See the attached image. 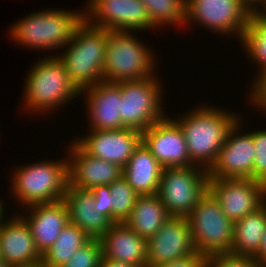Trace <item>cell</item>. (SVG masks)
<instances>
[{"label": "cell", "mask_w": 266, "mask_h": 267, "mask_svg": "<svg viewBox=\"0 0 266 267\" xmlns=\"http://www.w3.org/2000/svg\"><path fill=\"white\" fill-rule=\"evenodd\" d=\"M256 151L253 165V179L266 184V129L252 131Z\"/></svg>", "instance_id": "obj_31"}, {"label": "cell", "mask_w": 266, "mask_h": 267, "mask_svg": "<svg viewBox=\"0 0 266 267\" xmlns=\"http://www.w3.org/2000/svg\"><path fill=\"white\" fill-rule=\"evenodd\" d=\"M1 201L2 200H0V226L5 222L4 221L5 218H3L4 217L3 215H5V213H4L5 209L3 208V202H1Z\"/></svg>", "instance_id": "obj_39"}, {"label": "cell", "mask_w": 266, "mask_h": 267, "mask_svg": "<svg viewBox=\"0 0 266 267\" xmlns=\"http://www.w3.org/2000/svg\"><path fill=\"white\" fill-rule=\"evenodd\" d=\"M32 267H44V266H42V265L40 264V265H36V266H32Z\"/></svg>", "instance_id": "obj_42"}, {"label": "cell", "mask_w": 266, "mask_h": 267, "mask_svg": "<svg viewBox=\"0 0 266 267\" xmlns=\"http://www.w3.org/2000/svg\"><path fill=\"white\" fill-rule=\"evenodd\" d=\"M151 51L133 32L107 30L103 81L119 83L154 76L156 56Z\"/></svg>", "instance_id": "obj_5"}, {"label": "cell", "mask_w": 266, "mask_h": 267, "mask_svg": "<svg viewBox=\"0 0 266 267\" xmlns=\"http://www.w3.org/2000/svg\"><path fill=\"white\" fill-rule=\"evenodd\" d=\"M0 267H12V266L6 264L2 259H0Z\"/></svg>", "instance_id": "obj_41"}, {"label": "cell", "mask_w": 266, "mask_h": 267, "mask_svg": "<svg viewBox=\"0 0 266 267\" xmlns=\"http://www.w3.org/2000/svg\"><path fill=\"white\" fill-rule=\"evenodd\" d=\"M207 169L200 166L167 167L161 174L157 196L170 216L187 217L208 190Z\"/></svg>", "instance_id": "obj_8"}, {"label": "cell", "mask_w": 266, "mask_h": 267, "mask_svg": "<svg viewBox=\"0 0 266 267\" xmlns=\"http://www.w3.org/2000/svg\"><path fill=\"white\" fill-rule=\"evenodd\" d=\"M163 166L141 142L123 167V177L139 196L156 195Z\"/></svg>", "instance_id": "obj_23"}, {"label": "cell", "mask_w": 266, "mask_h": 267, "mask_svg": "<svg viewBox=\"0 0 266 267\" xmlns=\"http://www.w3.org/2000/svg\"><path fill=\"white\" fill-rule=\"evenodd\" d=\"M0 257L12 267L40 265L42 255L36 247L31 231L20 215H15L0 226Z\"/></svg>", "instance_id": "obj_18"}, {"label": "cell", "mask_w": 266, "mask_h": 267, "mask_svg": "<svg viewBox=\"0 0 266 267\" xmlns=\"http://www.w3.org/2000/svg\"><path fill=\"white\" fill-rule=\"evenodd\" d=\"M147 267H208V257L196 251L169 263Z\"/></svg>", "instance_id": "obj_34"}, {"label": "cell", "mask_w": 266, "mask_h": 267, "mask_svg": "<svg viewBox=\"0 0 266 267\" xmlns=\"http://www.w3.org/2000/svg\"><path fill=\"white\" fill-rule=\"evenodd\" d=\"M208 190L233 222L257 211L266 203V184L251 178L209 179Z\"/></svg>", "instance_id": "obj_12"}, {"label": "cell", "mask_w": 266, "mask_h": 267, "mask_svg": "<svg viewBox=\"0 0 266 267\" xmlns=\"http://www.w3.org/2000/svg\"><path fill=\"white\" fill-rule=\"evenodd\" d=\"M249 59L251 58L255 65L258 64L257 76L255 81L266 72V18L259 12H252L249 23L241 38Z\"/></svg>", "instance_id": "obj_27"}, {"label": "cell", "mask_w": 266, "mask_h": 267, "mask_svg": "<svg viewBox=\"0 0 266 267\" xmlns=\"http://www.w3.org/2000/svg\"><path fill=\"white\" fill-rule=\"evenodd\" d=\"M109 189L111 193V222L124 223L129 218L139 195L123 176L110 184Z\"/></svg>", "instance_id": "obj_29"}, {"label": "cell", "mask_w": 266, "mask_h": 267, "mask_svg": "<svg viewBox=\"0 0 266 267\" xmlns=\"http://www.w3.org/2000/svg\"><path fill=\"white\" fill-rule=\"evenodd\" d=\"M100 241L104 258L147 267V239L125 223H112Z\"/></svg>", "instance_id": "obj_21"}, {"label": "cell", "mask_w": 266, "mask_h": 267, "mask_svg": "<svg viewBox=\"0 0 266 267\" xmlns=\"http://www.w3.org/2000/svg\"><path fill=\"white\" fill-rule=\"evenodd\" d=\"M266 228V203L257 211L234 222L231 254L256 257Z\"/></svg>", "instance_id": "obj_25"}, {"label": "cell", "mask_w": 266, "mask_h": 267, "mask_svg": "<svg viewBox=\"0 0 266 267\" xmlns=\"http://www.w3.org/2000/svg\"><path fill=\"white\" fill-rule=\"evenodd\" d=\"M161 85L156 75L142 80L120 82V117L124 128L142 133L166 116Z\"/></svg>", "instance_id": "obj_9"}, {"label": "cell", "mask_w": 266, "mask_h": 267, "mask_svg": "<svg viewBox=\"0 0 266 267\" xmlns=\"http://www.w3.org/2000/svg\"><path fill=\"white\" fill-rule=\"evenodd\" d=\"M195 249L207 257L231 253L234 222L221 209L213 194L207 192L187 216Z\"/></svg>", "instance_id": "obj_7"}, {"label": "cell", "mask_w": 266, "mask_h": 267, "mask_svg": "<svg viewBox=\"0 0 266 267\" xmlns=\"http://www.w3.org/2000/svg\"><path fill=\"white\" fill-rule=\"evenodd\" d=\"M251 13L241 0H186L185 24L198 22L221 35L236 34L241 41Z\"/></svg>", "instance_id": "obj_10"}, {"label": "cell", "mask_w": 266, "mask_h": 267, "mask_svg": "<svg viewBox=\"0 0 266 267\" xmlns=\"http://www.w3.org/2000/svg\"><path fill=\"white\" fill-rule=\"evenodd\" d=\"M241 123L240 117L228 132L223 147L207 170L209 179H253L256 155L253 136L251 132L240 134Z\"/></svg>", "instance_id": "obj_13"}, {"label": "cell", "mask_w": 266, "mask_h": 267, "mask_svg": "<svg viewBox=\"0 0 266 267\" xmlns=\"http://www.w3.org/2000/svg\"><path fill=\"white\" fill-rule=\"evenodd\" d=\"M100 267H138L129 263H124L121 261L111 260L107 258H102Z\"/></svg>", "instance_id": "obj_36"}, {"label": "cell", "mask_w": 266, "mask_h": 267, "mask_svg": "<svg viewBox=\"0 0 266 267\" xmlns=\"http://www.w3.org/2000/svg\"><path fill=\"white\" fill-rule=\"evenodd\" d=\"M63 200L68 207L69 222L91 239H101L109 230L112 222L95 210V199L90 190L67 186Z\"/></svg>", "instance_id": "obj_22"}, {"label": "cell", "mask_w": 266, "mask_h": 267, "mask_svg": "<svg viewBox=\"0 0 266 267\" xmlns=\"http://www.w3.org/2000/svg\"><path fill=\"white\" fill-rule=\"evenodd\" d=\"M171 216L157 195L139 196L124 222L140 237L151 238Z\"/></svg>", "instance_id": "obj_24"}, {"label": "cell", "mask_w": 266, "mask_h": 267, "mask_svg": "<svg viewBox=\"0 0 266 267\" xmlns=\"http://www.w3.org/2000/svg\"><path fill=\"white\" fill-rule=\"evenodd\" d=\"M75 143L88 155L124 167L141 143V132L130 128L91 130Z\"/></svg>", "instance_id": "obj_16"}, {"label": "cell", "mask_w": 266, "mask_h": 267, "mask_svg": "<svg viewBox=\"0 0 266 267\" xmlns=\"http://www.w3.org/2000/svg\"><path fill=\"white\" fill-rule=\"evenodd\" d=\"M208 267H266L256 258L218 253L208 257Z\"/></svg>", "instance_id": "obj_32"}, {"label": "cell", "mask_w": 266, "mask_h": 267, "mask_svg": "<svg viewBox=\"0 0 266 267\" xmlns=\"http://www.w3.org/2000/svg\"><path fill=\"white\" fill-rule=\"evenodd\" d=\"M251 12H259L264 7V0H241ZM257 4V5H256ZM259 5H262L261 8Z\"/></svg>", "instance_id": "obj_38"}, {"label": "cell", "mask_w": 266, "mask_h": 267, "mask_svg": "<svg viewBox=\"0 0 266 267\" xmlns=\"http://www.w3.org/2000/svg\"><path fill=\"white\" fill-rule=\"evenodd\" d=\"M30 215L19 214L28 225L36 247L43 255L57 240L62 229L69 222L68 207L64 200L51 203H37L27 206Z\"/></svg>", "instance_id": "obj_20"}, {"label": "cell", "mask_w": 266, "mask_h": 267, "mask_svg": "<svg viewBox=\"0 0 266 267\" xmlns=\"http://www.w3.org/2000/svg\"><path fill=\"white\" fill-rule=\"evenodd\" d=\"M77 11L56 8L28 14L12 25L10 37L16 44L39 51L64 48L84 19L83 12Z\"/></svg>", "instance_id": "obj_3"}, {"label": "cell", "mask_w": 266, "mask_h": 267, "mask_svg": "<svg viewBox=\"0 0 266 267\" xmlns=\"http://www.w3.org/2000/svg\"><path fill=\"white\" fill-rule=\"evenodd\" d=\"M196 252L187 217L171 216L147 240V266H158Z\"/></svg>", "instance_id": "obj_15"}, {"label": "cell", "mask_w": 266, "mask_h": 267, "mask_svg": "<svg viewBox=\"0 0 266 267\" xmlns=\"http://www.w3.org/2000/svg\"><path fill=\"white\" fill-rule=\"evenodd\" d=\"M141 142L157 161L167 167L194 166L180 125L165 116L141 133Z\"/></svg>", "instance_id": "obj_14"}, {"label": "cell", "mask_w": 266, "mask_h": 267, "mask_svg": "<svg viewBox=\"0 0 266 267\" xmlns=\"http://www.w3.org/2000/svg\"><path fill=\"white\" fill-rule=\"evenodd\" d=\"M263 8H265V9H263ZM263 8L259 11V13H260L263 17L266 18V4H265V6H264Z\"/></svg>", "instance_id": "obj_40"}, {"label": "cell", "mask_w": 266, "mask_h": 267, "mask_svg": "<svg viewBox=\"0 0 266 267\" xmlns=\"http://www.w3.org/2000/svg\"><path fill=\"white\" fill-rule=\"evenodd\" d=\"M90 191L94 195L95 210L111 221V193L109 185L95 186Z\"/></svg>", "instance_id": "obj_33"}, {"label": "cell", "mask_w": 266, "mask_h": 267, "mask_svg": "<svg viewBox=\"0 0 266 267\" xmlns=\"http://www.w3.org/2000/svg\"><path fill=\"white\" fill-rule=\"evenodd\" d=\"M146 6L151 24L182 26L186 22V0H141Z\"/></svg>", "instance_id": "obj_28"}, {"label": "cell", "mask_w": 266, "mask_h": 267, "mask_svg": "<svg viewBox=\"0 0 266 267\" xmlns=\"http://www.w3.org/2000/svg\"><path fill=\"white\" fill-rule=\"evenodd\" d=\"M27 74L24 87V109L53 112L62 104L79 97L80 91L70 81L63 63L55 55L44 56ZM47 57V58H46ZM53 109V111H52ZM34 111V112H33Z\"/></svg>", "instance_id": "obj_4"}, {"label": "cell", "mask_w": 266, "mask_h": 267, "mask_svg": "<svg viewBox=\"0 0 266 267\" xmlns=\"http://www.w3.org/2000/svg\"><path fill=\"white\" fill-rule=\"evenodd\" d=\"M70 144L67 148L70 154L67 159L69 187L90 190L110 185L123 175L119 165L86 154L74 141Z\"/></svg>", "instance_id": "obj_17"}, {"label": "cell", "mask_w": 266, "mask_h": 267, "mask_svg": "<svg viewBox=\"0 0 266 267\" xmlns=\"http://www.w3.org/2000/svg\"><path fill=\"white\" fill-rule=\"evenodd\" d=\"M91 238L77 225L68 222L62 229L55 243L42 255L44 267H60L66 263L75 251Z\"/></svg>", "instance_id": "obj_26"}, {"label": "cell", "mask_w": 266, "mask_h": 267, "mask_svg": "<svg viewBox=\"0 0 266 267\" xmlns=\"http://www.w3.org/2000/svg\"><path fill=\"white\" fill-rule=\"evenodd\" d=\"M250 89V102L253 106L266 113V72H264L256 81L253 80V85Z\"/></svg>", "instance_id": "obj_35"}, {"label": "cell", "mask_w": 266, "mask_h": 267, "mask_svg": "<svg viewBox=\"0 0 266 267\" xmlns=\"http://www.w3.org/2000/svg\"><path fill=\"white\" fill-rule=\"evenodd\" d=\"M86 3L83 16L89 25L134 33L155 28L141 0H88Z\"/></svg>", "instance_id": "obj_11"}, {"label": "cell", "mask_w": 266, "mask_h": 267, "mask_svg": "<svg viewBox=\"0 0 266 267\" xmlns=\"http://www.w3.org/2000/svg\"><path fill=\"white\" fill-rule=\"evenodd\" d=\"M206 105L200 104L175 121L183 131L191 162L208 170L239 116L232 111Z\"/></svg>", "instance_id": "obj_1"}, {"label": "cell", "mask_w": 266, "mask_h": 267, "mask_svg": "<svg viewBox=\"0 0 266 267\" xmlns=\"http://www.w3.org/2000/svg\"><path fill=\"white\" fill-rule=\"evenodd\" d=\"M103 250L100 239H91L77 249L71 258L60 267H100Z\"/></svg>", "instance_id": "obj_30"}, {"label": "cell", "mask_w": 266, "mask_h": 267, "mask_svg": "<svg viewBox=\"0 0 266 267\" xmlns=\"http://www.w3.org/2000/svg\"><path fill=\"white\" fill-rule=\"evenodd\" d=\"M53 161H36L14 171L11 190L21 206L63 200L68 186V161Z\"/></svg>", "instance_id": "obj_6"}, {"label": "cell", "mask_w": 266, "mask_h": 267, "mask_svg": "<svg viewBox=\"0 0 266 267\" xmlns=\"http://www.w3.org/2000/svg\"><path fill=\"white\" fill-rule=\"evenodd\" d=\"M83 92V93H82ZM85 95L89 116V130L123 129L120 82L100 81L80 91Z\"/></svg>", "instance_id": "obj_19"}, {"label": "cell", "mask_w": 266, "mask_h": 267, "mask_svg": "<svg viewBox=\"0 0 266 267\" xmlns=\"http://www.w3.org/2000/svg\"><path fill=\"white\" fill-rule=\"evenodd\" d=\"M106 44L107 30L83 19L65 46L66 52L56 55L79 91L103 81Z\"/></svg>", "instance_id": "obj_2"}, {"label": "cell", "mask_w": 266, "mask_h": 267, "mask_svg": "<svg viewBox=\"0 0 266 267\" xmlns=\"http://www.w3.org/2000/svg\"><path fill=\"white\" fill-rule=\"evenodd\" d=\"M261 264L266 266V228L262 237V243L258 255L255 257Z\"/></svg>", "instance_id": "obj_37"}]
</instances>
